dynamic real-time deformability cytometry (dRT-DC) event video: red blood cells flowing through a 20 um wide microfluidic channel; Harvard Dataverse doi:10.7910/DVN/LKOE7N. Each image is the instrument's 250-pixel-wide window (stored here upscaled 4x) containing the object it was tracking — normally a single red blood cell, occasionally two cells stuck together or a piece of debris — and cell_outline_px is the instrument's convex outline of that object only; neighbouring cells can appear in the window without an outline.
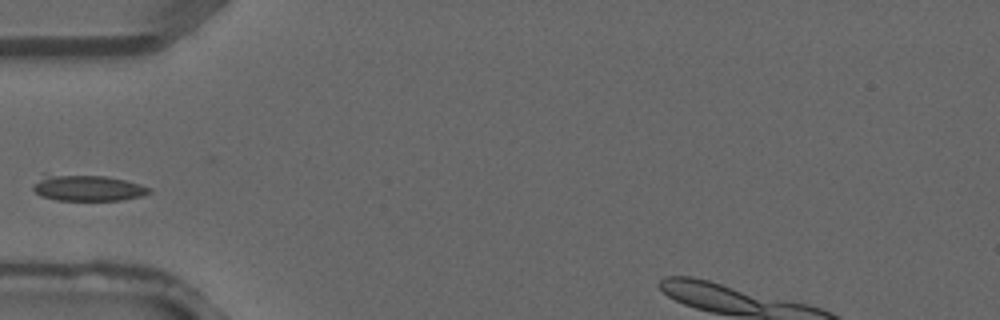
{"species": "common noctule bat (a hibernating species)", "species_latin": "Nyctalus noctula", "temperature_condition": "warm", "stored_images_in_passage": 2, "camera_frame_rate_fps": 3000, "um_per_image_px": 0.085, "animal": {"sex": "male", "forearm_length_mm": 52.5}, "frame": {"image": 1, "passage_image": 1, "time_ms": 0.0, "image_size_px": [1000, 320], "cell_outline_px": [[152, 192], [140, 196], [120, 200], [56, 200], [40, 196], [32, 188], [32, 184], [44, 172], [108, 176], [140, 184], [152, 188]], "centroid_in_image_um": [7.36, 15.93], "position_along_channel_um": 77.6, "area_um2": 18.26}}